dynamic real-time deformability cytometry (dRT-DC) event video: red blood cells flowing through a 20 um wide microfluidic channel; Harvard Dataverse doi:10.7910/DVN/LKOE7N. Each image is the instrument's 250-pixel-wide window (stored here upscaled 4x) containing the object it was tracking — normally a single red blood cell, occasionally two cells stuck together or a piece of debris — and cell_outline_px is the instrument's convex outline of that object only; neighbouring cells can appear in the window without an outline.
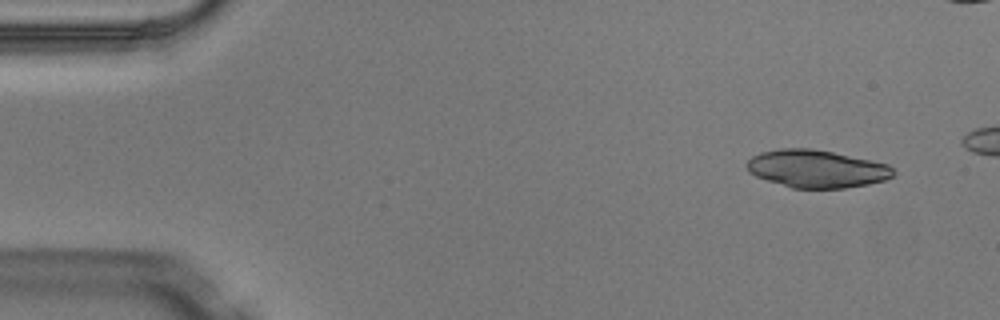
{"species": "Egyptian fruit bat (a non-hibernating species)", "species_latin": "Rousettus aegyptiacus", "temperature_condition": "warm", "stored_images_in_passage": 5, "camera_frame_rate_fps": 3000, "um_per_image_px": 0.085, "animal": {"sex": "male"}, "frame": {"image": 1, "passage_image": 1, "time_ms": 0.0, "image_size_px": [1000, 320], "cell_outline_px": [[896, 172], [892, 176], [884, 180], [868, 184], [844, 188], [792, 188], [756, 176], [748, 172], [744, 164], [752, 156], [760, 152], [780, 148], [812, 148], [832, 152], [888, 164]], "centroid_in_image_um": [69.37, 14.34], "position_along_channel_um": 15.6, "area_um2": 32.14}}